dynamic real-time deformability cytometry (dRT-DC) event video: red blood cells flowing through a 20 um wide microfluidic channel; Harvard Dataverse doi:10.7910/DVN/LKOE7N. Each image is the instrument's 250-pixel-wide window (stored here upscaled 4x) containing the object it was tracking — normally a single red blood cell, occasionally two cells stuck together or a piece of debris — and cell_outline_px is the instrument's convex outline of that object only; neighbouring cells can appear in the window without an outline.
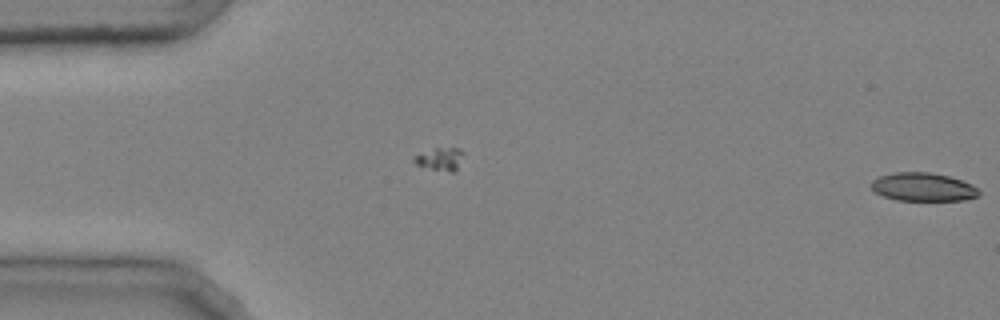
{"species": "common noctule bat (a hibernating species)", "species_latin": "Nyctalus noctula", "temperature_condition": "cold", "stored_images_in_passage": 12, "camera_frame_rate_fps": 3000, "um_per_image_px": 0.085, "animal": {"sex": "male", "body_mass_g": 20.4}, "frame": {"image": 1, "passage_image": 12, "time_ms": 3.667, "image_size_px": [1000, 320], "cell_outline_px": [[980, 196], [964, 200], [896, 200], [884, 196], [876, 192], [872, 188], [872, 180], [880, 176], [896, 172], [928, 172], [948, 176], [972, 184], [980, 188]], "centroid_in_image_um": [78.51, 15.9], "position_along_channel_um": 6.5, "area_um2": 17.74}}